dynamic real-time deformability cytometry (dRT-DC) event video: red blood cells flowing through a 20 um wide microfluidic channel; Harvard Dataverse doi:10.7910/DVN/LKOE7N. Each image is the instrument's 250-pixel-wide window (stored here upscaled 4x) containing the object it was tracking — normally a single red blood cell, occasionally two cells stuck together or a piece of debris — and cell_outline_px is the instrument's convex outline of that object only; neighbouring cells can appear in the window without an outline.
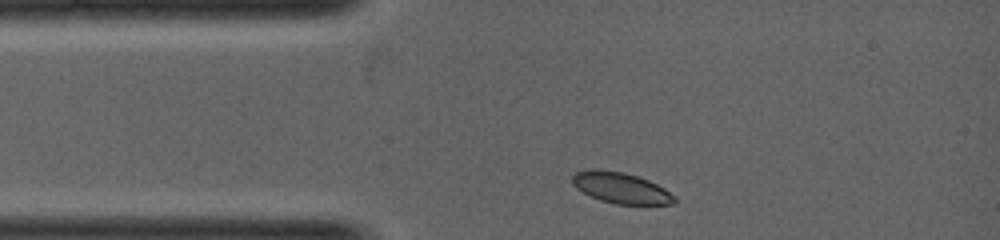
{"species": "common noctule bat (a hibernating species)", "species_latin": "Nyctalus noctula", "temperature_condition": "warm", "stored_images_in_passage": 2, "camera_frame_rate_fps": 5000, "um_per_image_px": 0.085, "animal": {"sex": "female", "body_mass_g": 19.0, "forearm_length_mm": 53.3}, "frame": {"image": 1, "passage_image": 1, "time_ms": 0.0, "image_size_px": [1000, 240], "cell_outline_px": [[676, 200], [672, 204], [616, 204], [600, 200], [576, 188], [572, 184], [572, 176], [576, 172], [588, 168], [592, 168], [624, 172], [648, 180], [664, 188], [676, 196]], "centroid_in_image_um": [52.76, 15.96], "position_along_channel_um": 32.2, "area_um2": 18.38}}